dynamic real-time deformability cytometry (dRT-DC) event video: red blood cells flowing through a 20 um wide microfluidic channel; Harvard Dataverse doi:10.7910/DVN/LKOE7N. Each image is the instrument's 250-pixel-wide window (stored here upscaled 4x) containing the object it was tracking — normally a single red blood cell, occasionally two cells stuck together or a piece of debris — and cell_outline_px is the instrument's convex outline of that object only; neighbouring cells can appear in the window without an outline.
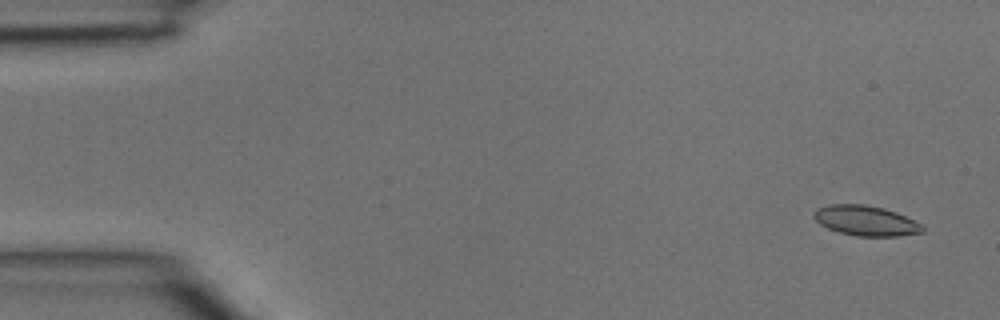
{"species": "common noctule bat (a hibernating species)", "species_latin": "Nyctalus noctula", "temperature_condition": "room temperature", "stored_images_in_passage": 39, "camera_frame_rate_fps": 3000, "um_per_image_px": 0.085, "animal": {"sex": "male", "body_mass_g": 15.6}, "frame": {"image": 1, "passage_image": 2, "time_ms": 0.333, "image_size_px": [1000, 320], "cell_outline_px": [[924, 232], [896, 236], [856, 236], [840, 232], [828, 228], [820, 224], [812, 216], [816, 208], [828, 204], [864, 204], [884, 208], [896, 212], [920, 224], [924, 228]], "centroid_in_image_um": [73.55, 18.75], "position_along_channel_um": 11.4, "area_um2": 18.96}}
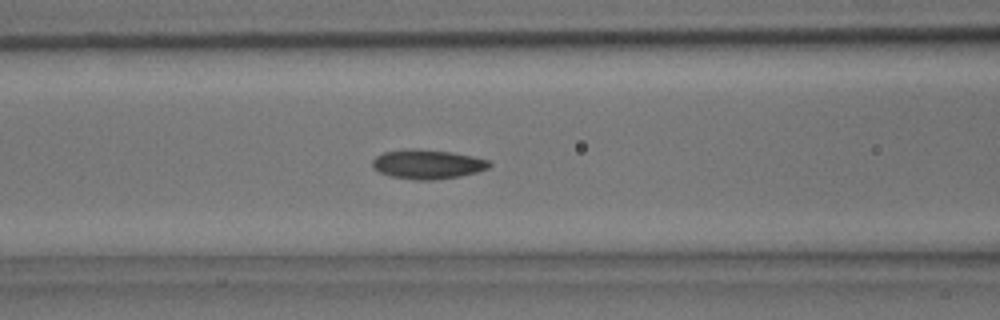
{"frame": {"image": 2, "passage_image": 16, "time_ms": 5.0, "image_size_px": [1000, 320], "cell_outline_px": [[492, 164], [488, 168], [476, 172], [460, 176], [432, 180], [416, 180], [392, 176], [380, 172], [372, 164], [372, 160], [376, 156], [384, 152], [404, 148], [420, 148], [452, 152], [472, 156], [488, 160]], "centroid_in_image_um": [36.34, 13.94], "position_along_channel_um": 130.3, "area_um2": 20.0}}
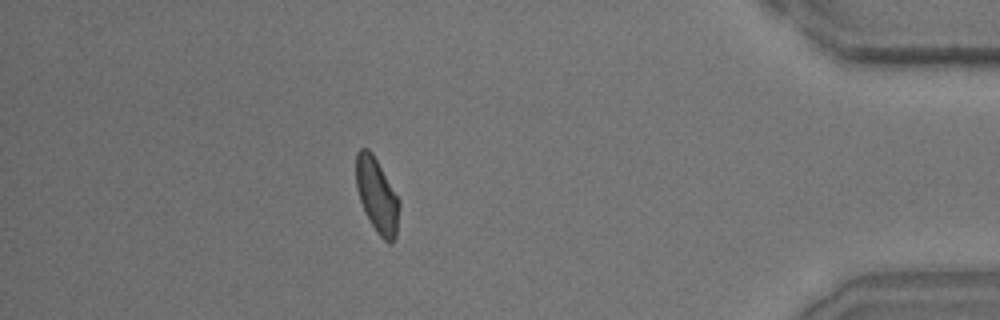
{"frame": {"image": 3, "passage_image": 35, "time_ms": 11.333, "image_size_px": [1000, 320], "cell_outline_px": [[400, 204], [396, 236], [392, 244], [388, 244], [380, 236], [372, 224], [360, 200], [356, 188], [356, 152], [360, 148], [368, 148], [372, 152], [400, 200]], "centroid_in_image_um": [32.05, 16.6], "position_along_channel_um": 403.1, "area_um2": 18.67}}